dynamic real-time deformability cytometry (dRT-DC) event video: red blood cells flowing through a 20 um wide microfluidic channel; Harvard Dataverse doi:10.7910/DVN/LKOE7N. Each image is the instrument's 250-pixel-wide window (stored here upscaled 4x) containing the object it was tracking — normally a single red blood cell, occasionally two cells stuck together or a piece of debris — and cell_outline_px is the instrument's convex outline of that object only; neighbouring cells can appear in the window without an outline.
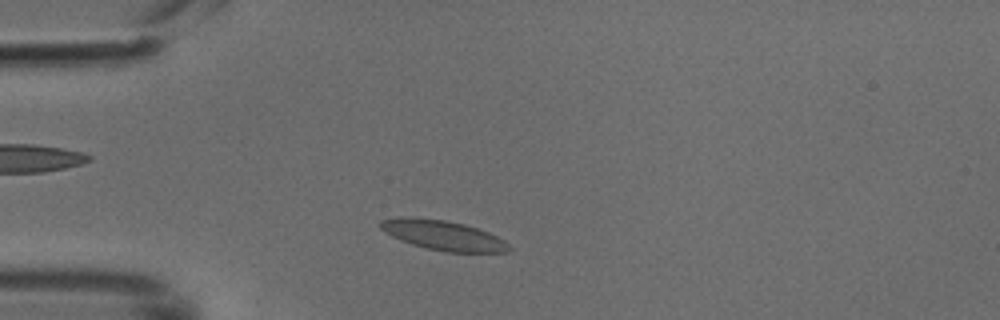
{"species": "common noctule bat (a hibernating species)", "species_latin": "Nyctalus noctula", "temperature_condition": "cold", "stored_images_in_passage": 35, "camera_frame_rate_fps": 3000, "um_per_image_px": 0.085, "animal": {"sex": "male", "body_mass_g": 18.8}, "frame": {"image": 1, "passage_image": 4, "time_ms": 1.0, "image_size_px": [1000, 320], "cell_outline_px": [[512, 248], [508, 252], [444, 252], [412, 244], [400, 240], [384, 232], [380, 228], [380, 220], [400, 216], [444, 220], [464, 224], [488, 232], [504, 240]], "centroid_in_image_um": [37.65, 20.0], "position_along_channel_um": 47.4, "area_um2": 22.2}}
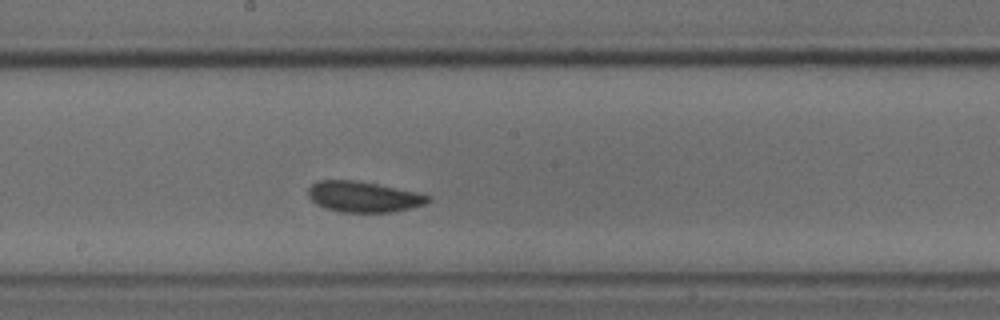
{"frame": {"image": 2, "passage_image": 18, "time_ms": 5.667, "image_size_px": [1000, 320], "cell_outline_px": [[432, 200], [424, 204], [412, 208], [392, 212], [340, 212], [324, 208], [316, 204], [308, 196], [308, 188], [316, 180], [356, 180], [416, 192], [432, 196]], "centroid_in_image_um": [30.88, 16.73], "position_along_channel_um": 217.3, "area_um2": 21.56}}
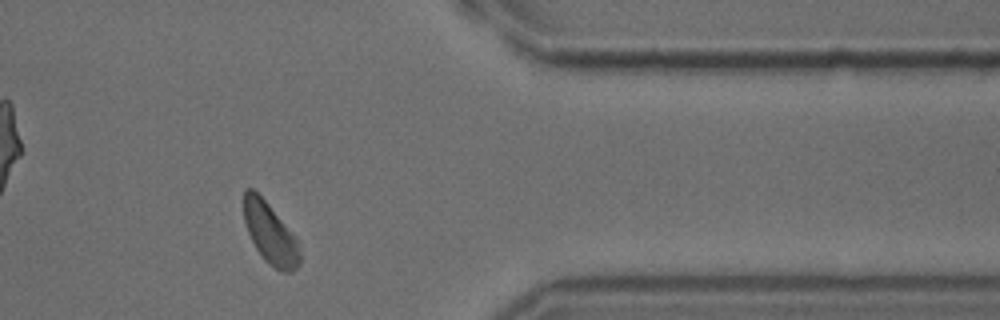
{"frame": {"image": 3, "passage_image": 32, "time_ms": 10.333, "image_size_px": [1000, 320], "cell_outline_px": [[300, 264], [292, 272], [284, 272], [268, 264], [264, 260], [256, 248], [248, 232], [244, 220], [244, 188], [252, 188], [268, 204], [296, 236], [300, 244]], "centroid_in_image_um": [22.99, 19.86], "position_along_channel_um": 388.4, "area_um2": 19.88}}